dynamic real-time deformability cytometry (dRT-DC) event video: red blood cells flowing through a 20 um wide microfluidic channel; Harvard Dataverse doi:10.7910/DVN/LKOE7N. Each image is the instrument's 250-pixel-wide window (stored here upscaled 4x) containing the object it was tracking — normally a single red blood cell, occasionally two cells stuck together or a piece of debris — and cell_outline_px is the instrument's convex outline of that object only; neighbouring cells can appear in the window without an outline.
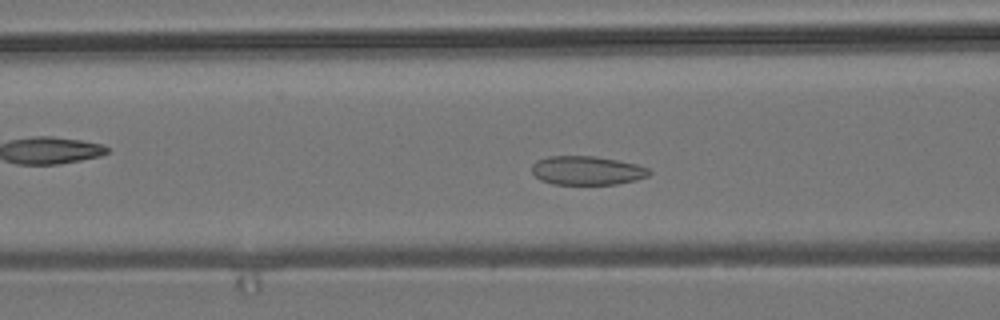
{"species": "common noctule bat (a hibernating species)", "species_latin": "Nyctalus noctula", "temperature_condition": "room temperature", "stored_images_in_passage": 41, "camera_frame_rate_fps": 3000, "um_per_image_px": 0.085, "animal": {"sex": "male", "body_mass_g": 19.2, "forearm_length_mm": 51.8}, "frame": {"image": 1, "passage_image": 7, "time_ms": 2.0, "image_size_px": [1000, 320], "cell_outline_px": [[652, 172], [648, 176], [636, 180], [616, 184], [552, 184], [540, 180], [532, 172], [532, 164], [536, 160], [548, 156], [596, 156], [636, 164], [648, 168]], "centroid_in_image_um": [49.88, 14.49], "position_along_channel_um": 116.7, "area_um2": 19.77}}
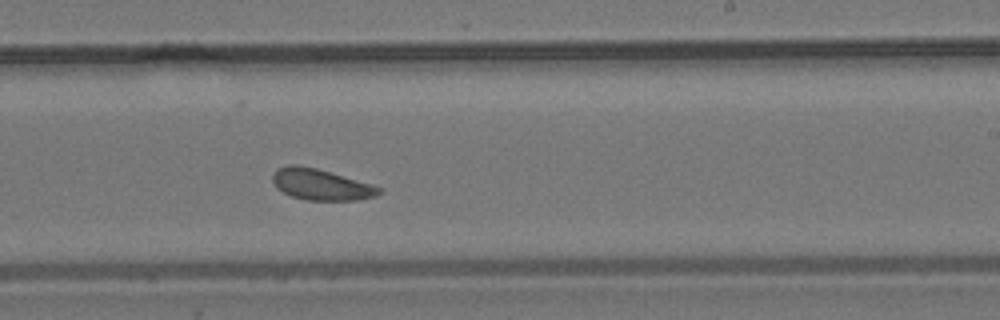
{"frame": {"image": 2, "passage_image": 19, "time_ms": 6.0, "image_size_px": [1000, 320], "cell_outline_px": [[380, 192], [376, 196], [356, 200], [304, 200], [292, 196], [276, 188], [272, 180], [272, 176], [280, 168], [288, 164], [296, 164], [316, 168], [372, 184], [380, 188]], "centroid_in_image_um": [27.26, 15.69], "position_along_channel_um": 261.7, "area_um2": 19.07}}
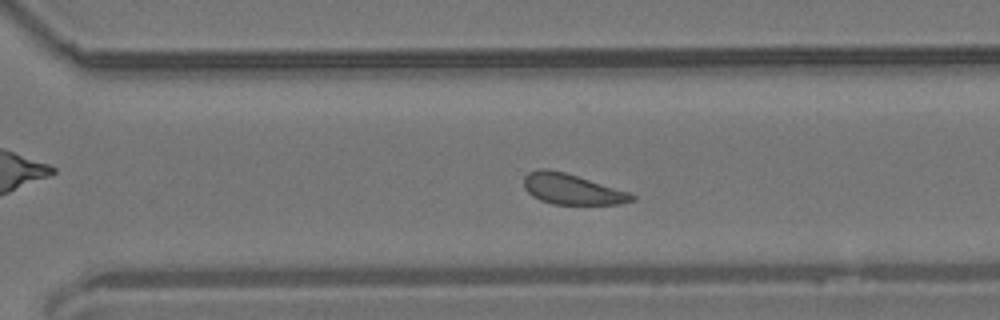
{"frame": {"image": 3, "passage_image": 24, "time_ms": 7.667, "image_size_px": [1000, 320], "cell_outline_px": [[636, 200], [620, 204], [552, 204], [540, 200], [532, 196], [524, 188], [524, 176], [528, 172], [536, 168], [548, 168], [564, 172], [628, 192], [636, 196]], "centroid_in_image_um": [48.57, 16.07], "position_along_channel_um": 322.0, "area_um2": 19.19}}